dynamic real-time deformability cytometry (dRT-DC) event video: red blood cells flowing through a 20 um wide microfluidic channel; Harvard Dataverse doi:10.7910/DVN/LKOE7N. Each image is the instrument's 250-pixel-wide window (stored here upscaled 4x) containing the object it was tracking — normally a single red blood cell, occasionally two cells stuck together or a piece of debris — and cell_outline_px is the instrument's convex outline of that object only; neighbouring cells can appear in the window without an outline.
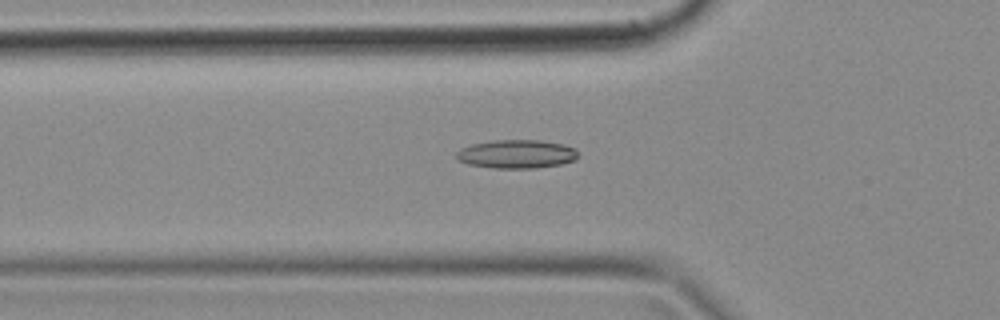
{"species": "common noctule bat (a hibernating species)", "species_latin": "Nyctalus noctula", "temperature_condition": "cold", "stored_images_in_passage": 50, "camera_frame_rate_fps": 3000, "um_per_image_px": 0.085, "animal": {"sex": "female", "body_mass_g": 18.4}, "frame": {"image": 1, "passage_image": 17, "time_ms": 5.333, "image_size_px": [1000, 320], "cell_outline_px": [[580, 156], [576, 160], [560, 164], [536, 168], [492, 168], [468, 164], [460, 160], [456, 156], [456, 152], [460, 148], [472, 144], [492, 140], [540, 140], [564, 144], [576, 148]], "centroid_in_image_um": [43.95, 13.09], "position_along_channel_um": 81.8, "area_um2": 20.46}}
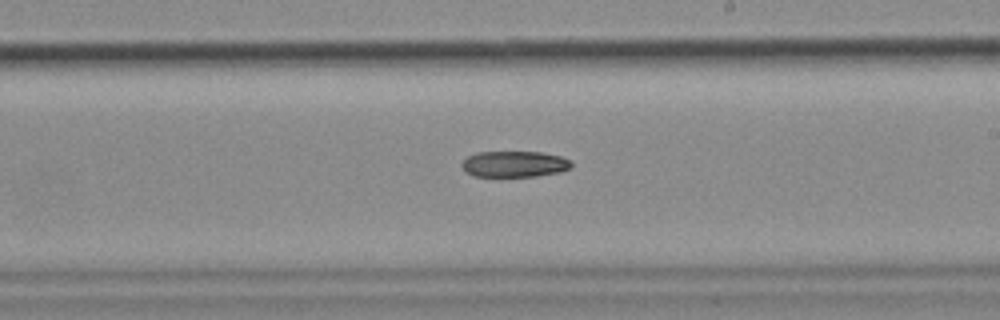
{"frame": {"image": 2, "passage_image": 29, "time_ms": 9.333, "image_size_px": [1000, 320], "cell_outline_px": [[572, 164], [568, 168], [560, 172], [536, 176], [472, 176], [464, 172], [460, 164], [468, 156], [476, 152], [540, 152], [560, 156], [568, 160]], "centroid_in_image_um": [43.65, 13.95], "position_along_channel_um": 245.3, "area_um2": 16.59}}
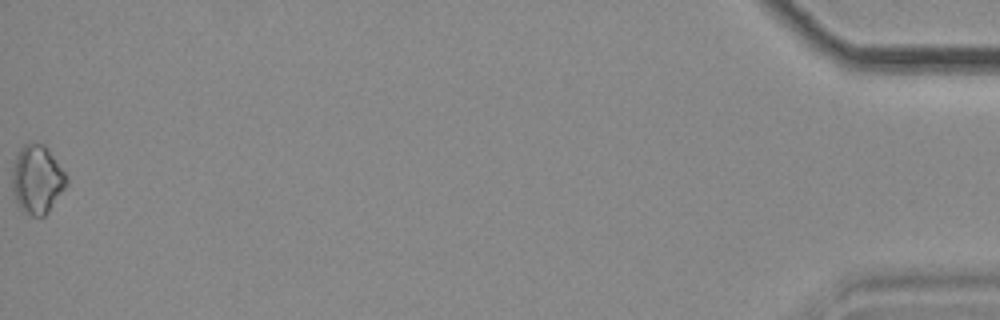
{"frame": {"image": 3, "passage_image": 50, "time_ms": 16.333, "image_size_px": [1000, 320], "cell_outline_px": [[68, 184], [48, 212], [44, 216], [32, 216], [24, 212], [16, 204], [12, 192], [12, 168], [16, 156], [20, 148], [24, 144], [32, 140], [44, 144], [48, 148], [68, 176]], "centroid_in_image_um": [3.15, 15.22], "position_along_channel_um": 432.0, "area_um2": 22.2}}